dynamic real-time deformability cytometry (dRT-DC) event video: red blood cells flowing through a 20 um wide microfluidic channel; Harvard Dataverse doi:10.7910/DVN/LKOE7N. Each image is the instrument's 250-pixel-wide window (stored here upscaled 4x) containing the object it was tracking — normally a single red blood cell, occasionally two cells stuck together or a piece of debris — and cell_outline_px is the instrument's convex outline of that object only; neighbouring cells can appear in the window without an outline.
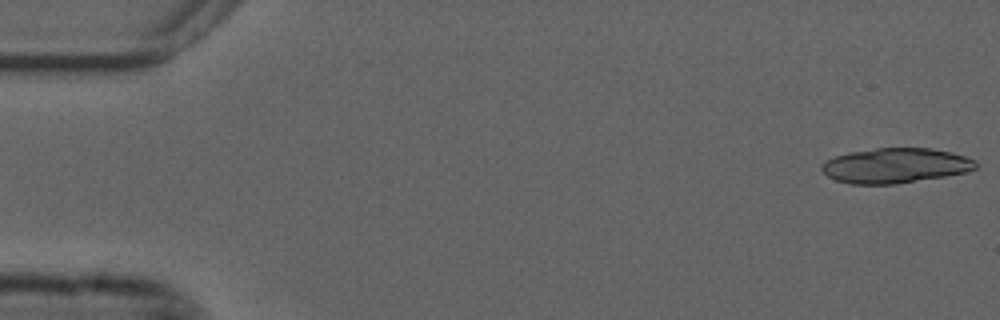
{"species": "common noctule bat (a hibernating species)", "species_latin": "Nyctalus noctula", "temperature_condition": "cold", "stored_images_in_passage": 20, "camera_frame_rate_fps": 3000, "um_per_image_px": 0.085, "animal": {"sex": "male", "forearm_length_mm": 52.5}, "frame": {"image": 1, "passage_image": 1, "time_ms": 0.0, "image_size_px": [1000, 320], "cell_outline_px": [[976, 168], [968, 172], [896, 184], [852, 184], [836, 180], [828, 176], [820, 168], [828, 160], [836, 156], [848, 152], [876, 148], [932, 148], [952, 152], [976, 160]], "centroid_in_image_um": [76.14, 14.07], "position_along_channel_um": 8.9, "area_um2": 31.27}}
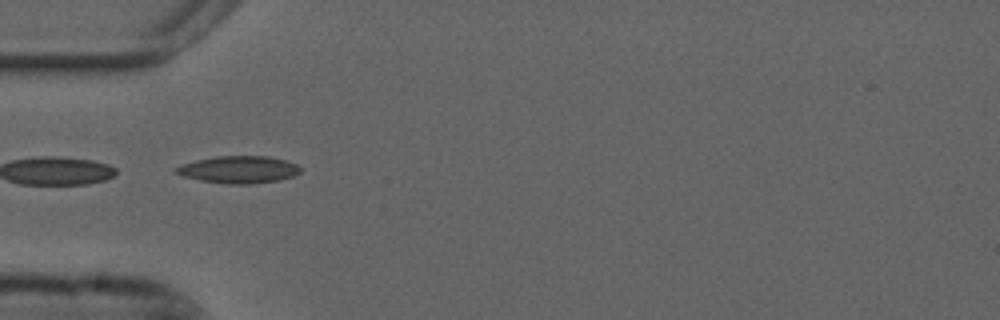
{"frame": {"image": 2, "passage_image": 17, "time_ms": 5.333, "image_size_px": [1000, 320], "cell_outline_px": [[300, 172], [292, 176], [280, 180], [248, 184], [228, 184], [200, 180], [184, 176], [172, 172], [172, 168], [180, 164], [196, 160], [216, 156], [268, 156], [284, 160], [296, 164], [300, 168]], "centroid_in_image_um": [20.22, 14.41], "position_along_channel_um": 64.8, "area_um2": 19.77}}